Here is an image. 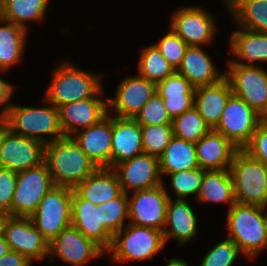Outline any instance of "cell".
<instances>
[{"mask_svg":"<svg viewBox=\"0 0 267 266\" xmlns=\"http://www.w3.org/2000/svg\"><path fill=\"white\" fill-rule=\"evenodd\" d=\"M44 163L54 186L74 189L98 167L72 137L45 144Z\"/></svg>","mask_w":267,"mask_h":266,"instance_id":"obj_1","label":"cell"},{"mask_svg":"<svg viewBox=\"0 0 267 266\" xmlns=\"http://www.w3.org/2000/svg\"><path fill=\"white\" fill-rule=\"evenodd\" d=\"M263 207L236 202L227 213L228 237L242 254L255 258L267 248V222Z\"/></svg>","mask_w":267,"mask_h":266,"instance_id":"obj_2","label":"cell"},{"mask_svg":"<svg viewBox=\"0 0 267 266\" xmlns=\"http://www.w3.org/2000/svg\"><path fill=\"white\" fill-rule=\"evenodd\" d=\"M51 78L43 102H50L57 108L87 98H99L104 94L101 76L81 70L70 62H63L57 67Z\"/></svg>","mask_w":267,"mask_h":266,"instance_id":"obj_3","label":"cell"},{"mask_svg":"<svg viewBox=\"0 0 267 266\" xmlns=\"http://www.w3.org/2000/svg\"><path fill=\"white\" fill-rule=\"evenodd\" d=\"M229 171L236 202L261 207L267 203V166L239 149Z\"/></svg>","mask_w":267,"mask_h":266,"instance_id":"obj_4","label":"cell"},{"mask_svg":"<svg viewBox=\"0 0 267 266\" xmlns=\"http://www.w3.org/2000/svg\"><path fill=\"white\" fill-rule=\"evenodd\" d=\"M49 107H22L13 105L7 115L10 130L24 137H29L48 144L64 137L59 118V109ZM50 135L45 139L44 135ZM43 135V136H42Z\"/></svg>","mask_w":267,"mask_h":266,"instance_id":"obj_5","label":"cell"},{"mask_svg":"<svg viewBox=\"0 0 267 266\" xmlns=\"http://www.w3.org/2000/svg\"><path fill=\"white\" fill-rule=\"evenodd\" d=\"M165 246L163 231L128 224L113 236L110 251L115 262L151 259Z\"/></svg>","mask_w":267,"mask_h":266,"instance_id":"obj_6","label":"cell"},{"mask_svg":"<svg viewBox=\"0 0 267 266\" xmlns=\"http://www.w3.org/2000/svg\"><path fill=\"white\" fill-rule=\"evenodd\" d=\"M72 193L71 188L53 186L31 216L34 225L49 243L71 225Z\"/></svg>","mask_w":267,"mask_h":266,"instance_id":"obj_7","label":"cell"},{"mask_svg":"<svg viewBox=\"0 0 267 266\" xmlns=\"http://www.w3.org/2000/svg\"><path fill=\"white\" fill-rule=\"evenodd\" d=\"M264 120L243 99L232 94L218 124L212 130L224 135L237 148L243 149L251 141L256 128Z\"/></svg>","mask_w":267,"mask_h":266,"instance_id":"obj_8","label":"cell"},{"mask_svg":"<svg viewBox=\"0 0 267 266\" xmlns=\"http://www.w3.org/2000/svg\"><path fill=\"white\" fill-rule=\"evenodd\" d=\"M225 78L234 95L267 119V71L257 65L228 64Z\"/></svg>","mask_w":267,"mask_h":266,"instance_id":"obj_9","label":"cell"},{"mask_svg":"<svg viewBox=\"0 0 267 266\" xmlns=\"http://www.w3.org/2000/svg\"><path fill=\"white\" fill-rule=\"evenodd\" d=\"M54 186L45 163L17 173L12 216L31 217L38 204Z\"/></svg>","mask_w":267,"mask_h":266,"instance_id":"obj_10","label":"cell"},{"mask_svg":"<svg viewBox=\"0 0 267 266\" xmlns=\"http://www.w3.org/2000/svg\"><path fill=\"white\" fill-rule=\"evenodd\" d=\"M128 199V219L130 224L164 230L169 196L164 183L133 191Z\"/></svg>","mask_w":267,"mask_h":266,"instance_id":"obj_11","label":"cell"},{"mask_svg":"<svg viewBox=\"0 0 267 266\" xmlns=\"http://www.w3.org/2000/svg\"><path fill=\"white\" fill-rule=\"evenodd\" d=\"M198 6L182 7L171 17L170 29L180 36L188 46L212 43L216 32L212 15Z\"/></svg>","mask_w":267,"mask_h":266,"instance_id":"obj_12","label":"cell"},{"mask_svg":"<svg viewBox=\"0 0 267 266\" xmlns=\"http://www.w3.org/2000/svg\"><path fill=\"white\" fill-rule=\"evenodd\" d=\"M45 144L9 130L0 145V166L14 172L44 163Z\"/></svg>","mask_w":267,"mask_h":266,"instance_id":"obj_13","label":"cell"},{"mask_svg":"<svg viewBox=\"0 0 267 266\" xmlns=\"http://www.w3.org/2000/svg\"><path fill=\"white\" fill-rule=\"evenodd\" d=\"M10 250L25 255L33 262L43 260L49 254V242L36 228L31 217L11 216L3 233Z\"/></svg>","mask_w":267,"mask_h":266,"instance_id":"obj_14","label":"cell"},{"mask_svg":"<svg viewBox=\"0 0 267 266\" xmlns=\"http://www.w3.org/2000/svg\"><path fill=\"white\" fill-rule=\"evenodd\" d=\"M104 252L99 244L85 237L73 225L66 227L49 243V254L58 256L72 266H82Z\"/></svg>","mask_w":267,"mask_h":266,"instance_id":"obj_15","label":"cell"},{"mask_svg":"<svg viewBox=\"0 0 267 266\" xmlns=\"http://www.w3.org/2000/svg\"><path fill=\"white\" fill-rule=\"evenodd\" d=\"M122 192L143 190L161 185L159 158L142 153L117 164L114 168Z\"/></svg>","mask_w":267,"mask_h":266,"instance_id":"obj_16","label":"cell"},{"mask_svg":"<svg viewBox=\"0 0 267 266\" xmlns=\"http://www.w3.org/2000/svg\"><path fill=\"white\" fill-rule=\"evenodd\" d=\"M156 93V83L140 75L128 76L120 82L114 99L108 97V109L114 108L119 118H134Z\"/></svg>","mask_w":267,"mask_h":266,"instance_id":"obj_17","label":"cell"},{"mask_svg":"<svg viewBox=\"0 0 267 266\" xmlns=\"http://www.w3.org/2000/svg\"><path fill=\"white\" fill-rule=\"evenodd\" d=\"M112 111L108 109V114L98 123L78 131L71 136L87 156L97 165V167L111 168L112 151Z\"/></svg>","mask_w":267,"mask_h":266,"instance_id":"obj_18","label":"cell"},{"mask_svg":"<svg viewBox=\"0 0 267 266\" xmlns=\"http://www.w3.org/2000/svg\"><path fill=\"white\" fill-rule=\"evenodd\" d=\"M60 125L64 136L71 137L80 130L98 123L108 114V98H87L64 104L59 108Z\"/></svg>","mask_w":267,"mask_h":266,"instance_id":"obj_19","label":"cell"},{"mask_svg":"<svg viewBox=\"0 0 267 266\" xmlns=\"http://www.w3.org/2000/svg\"><path fill=\"white\" fill-rule=\"evenodd\" d=\"M71 225L76 227L85 237L94 240L105 251L110 248L113 235L103 226L100 209L92 202L83 199L74 189Z\"/></svg>","mask_w":267,"mask_h":266,"instance_id":"obj_20","label":"cell"},{"mask_svg":"<svg viewBox=\"0 0 267 266\" xmlns=\"http://www.w3.org/2000/svg\"><path fill=\"white\" fill-rule=\"evenodd\" d=\"M111 168L144 153L141 125L134 118L112 116Z\"/></svg>","mask_w":267,"mask_h":266,"instance_id":"obj_21","label":"cell"},{"mask_svg":"<svg viewBox=\"0 0 267 266\" xmlns=\"http://www.w3.org/2000/svg\"><path fill=\"white\" fill-rule=\"evenodd\" d=\"M195 148L198 165L206 171L229 169L239 150L224 135L212 129L195 143Z\"/></svg>","mask_w":267,"mask_h":266,"instance_id":"obj_22","label":"cell"},{"mask_svg":"<svg viewBox=\"0 0 267 266\" xmlns=\"http://www.w3.org/2000/svg\"><path fill=\"white\" fill-rule=\"evenodd\" d=\"M176 72L183 75L194 87L213 85L225 78V73L219 74L212 59L201 46H188Z\"/></svg>","mask_w":267,"mask_h":266,"instance_id":"obj_23","label":"cell"},{"mask_svg":"<svg viewBox=\"0 0 267 266\" xmlns=\"http://www.w3.org/2000/svg\"><path fill=\"white\" fill-rule=\"evenodd\" d=\"M232 94L231 85L226 78L213 85L195 87L194 107L211 129L218 124Z\"/></svg>","mask_w":267,"mask_h":266,"instance_id":"obj_24","label":"cell"},{"mask_svg":"<svg viewBox=\"0 0 267 266\" xmlns=\"http://www.w3.org/2000/svg\"><path fill=\"white\" fill-rule=\"evenodd\" d=\"M74 190L95 205L115 199L122 193L121 184L113 168L99 167Z\"/></svg>","mask_w":267,"mask_h":266,"instance_id":"obj_25","label":"cell"},{"mask_svg":"<svg viewBox=\"0 0 267 266\" xmlns=\"http://www.w3.org/2000/svg\"><path fill=\"white\" fill-rule=\"evenodd\" d=\"M197 217L185 199L168 200L166 221L163 230L165 243L175 237L180 245H184L197 234ZM170 226L171 228H168Z\"/></svg>","mask_w":267,"mask_h":266,"instance_id":"obj_26","label":"cell"},{"mask_svg":"<svg viewBox=\"0 0 267 266\" xmlns=\"http://www.w3.org/2000/svg\"><path fill=\"white\" fill-rule=\"evenodd\" d=\"M238 29L231 33L230 50L241 61L233 59L228 64L254 65L253 62L255 61H267V33L240 27Z\"/></svg>","mask_w":267,"mask_h":266,"instance_id":"obj_27","label":"cell"},{"mask_svg":"<svg viewBox=\"0 0 267 266\" xmlns=\"http://www.w3.org/2000/svg\"><path fill=\"white\" fill-rule=\"evenodd\" d=\"M195 143L173 136L159 157L160 175L198 168Z\"/></svg>","mask_w":267,"mask_h":266,"instance_id":"obj_28","label":"cell"},{"mask_svg":"<svg viewBox=\"0 0 267 266\" xmlns=\"http://www.w3.org/2000/svg\"><path fill=\"white\" fill-rule=\"evenodd\" d=\"M197 200L203 203L228 202L229 208L236 203L233 180L229 169L205 171Z\"/></svg>","mask_w":267,"mask_h":266,"instance_id":"obj_29","label":"cell"},{"mask_svg":"<svg viewBox=\"0 0 267 266\" xmlns=\"http://www.w3.org/2000/svg\"><path fill=\"white\" fill-rule=\"evenodd\" d=\"M2 22L5 25L0 26V71L5 72L22 60L27 31L20 25L0 18Z\"/></svg>","mask_w":267,"mask_h":266,"instance_id":"obj_30","label":"cell"},{"mask_svg":"<svg viewBox=\"0 0 267 266\" xmlns=\"http://www.w3.org/2000/svg\"><path fill=\"white\" fill-rule=\"evenodd\" d=\"M49 0H0V18L20 25L27 31L25 22L43 20Z\"/></svg>","mask_w":267,"mask_h":266,"instance_id":"obj_31","label":"cell"},{"mask_svg":"<svg viewBox=\"0 0 267 266\" xmlns=\"http://www.w3.org/2000/svg\"><path fill=\"white\" fill-rule=\"evenodd\" d=\"M229 11L238 27L267 33V0H238Z\"/></svg>","mask_w":267,"mask_h":266,"instance_id":"obj_32","label":"cell"},{"mask_svg":"<svg viewBox=\"0 0 267 266\" xmlns=\"http://www.w3.org/2000/svg\"><path fill=\"white\" fill-rule=\"evenodd\" d=\"M138 67L140 76L156 84L176 71L154 44L142 50Z\"/></svg>","mask_w":267,"mask_h":266,"instance_id":"obj_33","label":"cell"},{"mask_svg":"<svg viewBox=\"0 0 267 266\" xmlns=\"http://www.w3.org/2000/svg\"><path fill=\"white\" fill-rule=\"evenodd\" d=\"M173 136L193 143L204 137L211 128L193 106L172 120Z\"/></svg>","mask_w":267,"mask_h":266,"instance_id":"obj_34","label":"cell"},{"mask_svg":"<svg viewBox=\"0 0 267 266\" xmlns=\"http://www.w3.org/2000/svg\"><path fill=\"white\" fill-rule=\"evenodd\" d=\"M128 194L122 192L118 197L97 205L100 209L103 226L114 236L123 228L125 218H128Z\"/></svg>","mask_w":267,"mask_h":266,"instance_id":"obj_35","label":"cell"},{"mask_svg":"<svg viewBox=\"0 0 267 266\" xmlns=\"http://www.w3.org/2000/svg\"><path fill=\"white\" fill-rule=\"evenodd\" d=\"M143 151L159 158L173 137L172 124L141 126Z\"/></svg>","mask_w":267,"mask_h":266,"instance_id":"obj_36","label":"cell"},{"mask_svg":"<svg viewBox=\"0 0 267 266\" xmlns=\"http://www.w3.org/2000/svg\"><path fill=\"white\" fill-rule=\"evenodd\" d=\"M205 171L206 170L198 167L187 171L182 170L168 173L171 177L173 192L176 194L177 199H185L194 194H196L197 197Z\"/></svg>","mask_w":267,"mask_h":266,"instance_id":"obj_37","label":"cell"},{"mask_svg":"<svg viewBox=\"0 0 267 266\" xmlns=\"http://www.w3.org/2000/svg\"><path fill=\"white\" fill-rule=\"evenodd\" d=\"M134 119L141 125L172 124L163 99L156 92L135 115Z\"/></svg>","mask_w":267,"mask_h":266,"instance_id":"obj_38","label":"cell"},{"mask_svg":"<svg viewBox=\"0 0 267 266\" xmlns=\"http://www.w3.org/2000/svg\"><path fill=\"white\" fill-rule=\"evenodd\" d=\"M240 253L238 245L226 238L209 250L200 266H232Z\"/></svg>","mask_w":267,"mask_h":266,"instance_id":"obj_39","label":"cell"},{"mask_svg":"<svg viewBox=\"0 0 267 266\" xmlns=\"http://www.w3.org/2000/svg\"><path fill=\"white\" fill-rule=\"evenodd\" d=\"M161 55L177 70L188 48L187 43L171 29L156 44Z\"/></svg>","mask_w":267,"mask_h":266,"instance_id":"obj_40","label":"cell"},{"mask_svg":"<svg viewBox=\"0 0 267 266\" xmlns=\"http://www.w3.org/2000/svg\"><path fill=\"white\" fill-rule=\"evenodd\" d=\"M159 96H175L181 94H195V87L176 71L156 84Z\"/></svg>","mask_w":267,"mask_h":266,"instance_id":"obj_41","label":"cell"},{"mask_svg":"<svg viewBox=\"0 0 267 266\" xmlns=\"http://www.w3.org/2000/svg\"><path fill=\"white\" fill-rule=\"evenodd\" d=\"M17 184V172L0 166V210L12 216V202Z\"/></svg>","mask_w":267,"mask_h":266,"instance_id":"obj_42","label":"cell"},{"mask_svg":"<svg viewBox=\"0 0 267 266\" xmlns=\"http://www.w3.org/2000/svg\"><path fill=\"white\" fill-rule=\"evenodd\" d=\"M243 150L267 166V119L256 128L251 141Z\"/></svg>","mask_w":267,"mask_h":266,"instance_id":"obj_43","label":"cell"},{"mask_svg":"<svg viewBox=\"0 0 267 266\" xmlns=\"http://www.w3.org/2000/svg\"><path fill=\"white\" fill-rule=\"evenodd\" d=\"M195 94H181L175 96H160L171 119L184 113L194 106Z\"/></svg>","mask_w":267,"mask_h":266,"instance_id":"obj_44","label":"cell"},{"mask_svg":"<svg viewBox=\"0 0 267 266\" xmlns=\"http://www.w3.org/2000/svg\"><path fill=\"white\" fill-rule=\"evenodd\" d=\"M32 261L25 255L10 250L0 258V266H30Z\"/></svg>","mask_w":267,"mask_h":266,"instance_id":"obj_45","label":"cell"},{"mask_svg":"<svg viewBox=\"0 0 267 266\" xmlns=\"http://www.w3.org/2000/svg\"><path fill=\"white\" fill-rule=\"evenodd\" d=\"M4 79L0 78V104H4L3 108H2V112L0 116H6L10 107L12 106V104H7V100L11 99V95L13 93V89L14 87L6 82L3 81ZM7 104V105H5Z\"/></svg>","mask_w":267,"mask_h":266,"instance_id":"obj_46","label":"cell"},{"mask_svg":"<svg viewBox=\"0 0 267 266\" xmlns=\"http://www.w3.org/2000/svg\"><path fill=\"white\" fill-rule=\"evenodd\" d=\"M9 130L10 127L7 118L4 116H0V145Z\"/></svg>","mask_w":267,"mask_h":266,"instance_id":"obj_47","label":"cell"},{"mask_svg":"<svg viewBox=\"0 0 267 266\" xmlns=\"http://www.w3.org/2000/svg\"><path fill=\"white\" fill-rule=\"evenodd\" d=\"M11 217L10 213L5 210H0V235H3L7 220Z\"/></svg>","mask_w":267,"mask_h":266,"instance_id":"obj_48","label":"cell"},{"mask_svg":"<svg viewBox=\"0 0 267 266\" xmlns=\"http://www.w3.org/2000/svg\"><path fill=\"white\" fill-rule=\"evenodd\" d=\"M10 251V247L3 235H0V258Z\"/></svg>","mask_w":267,"mask_h":266,"instance_id":"obj_49","label":"cell"},{"mask_svg":"<svg viewBox=\"0 0 267 266\" xmlns=\"http://www.w3.org/2000/svg\"><path fill=\"white\" fill-rule=\"evenodd\" d=\"M167 266H188L187 262L183 261V260H179L178 258H171L170 260H168V264Z\"/></svg>","mask_w":267,"mask_h":266,"instance_id":"obj_50","label":"cell"},{"mask_svg":"<svg viewBox=\"0 0 267 266\" xmlns=\"http://www.w3.org/2000/svg\"><path fill=\"white\" fill-rule=\"evenodd\" d=\"M238 0H225L224 2L226 3V6L228 9L237 2Z\"/></svg>","mask_w":267,"mask_h":266,"instance_id":"obj_51","label":"cell"},{"mask_svg":"<svg viewBox=\"0 0 267 266\" xmlns=\"http://www.w3.org/2000/svg\"><path fill=\"white\" fill-rule=\"evenodd\" d=\"M266 206H267V203L263 206V210L264 211V214H265V217H266V222H267V209H266Z\"/></svg>","mask_w":267,"mask_h":266,"instance_id":"obj_52","label":"cell"}]
</instances>
